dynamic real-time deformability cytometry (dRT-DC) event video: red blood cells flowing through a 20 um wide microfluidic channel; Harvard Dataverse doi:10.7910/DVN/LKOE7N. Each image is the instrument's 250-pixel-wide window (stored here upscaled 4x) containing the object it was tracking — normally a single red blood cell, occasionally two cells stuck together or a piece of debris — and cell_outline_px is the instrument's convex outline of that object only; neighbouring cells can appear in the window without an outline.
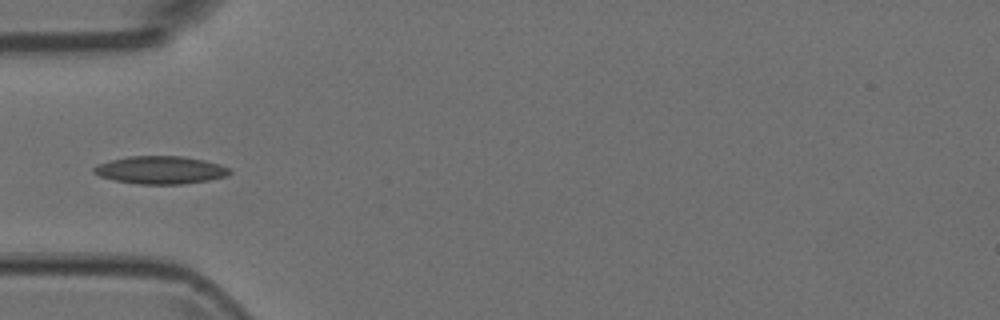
{"species": "Egyptian fruit bat (a non-hibernating species)", "species_latin": "Rousettus aegyptiacus", "temperature_condition": "room temperature", "stored_images_in_passage": 9, "camera_frame_rate_fps": 3000, "um_per_image_px": 0.085, "animal": {"sex": "female"}, "frame": {"image": 1, "passage_image": 4, "time_ms": 1.0, "image_size_px": [1000, 320], "cell_outline_px": [[232, 172], [228, 176], [208, 180], [184, 184], [140, 184], [116, 180], [100, 176], [92, 172], [92, 168], [96, 164], [128, 156], [184, 156], [204, 160], [220, 164], [228, 168]], "centroid_in_image_um": [13.65, 14.45], "position_along_channel_um": 71.3, "area_um2": 22.02}}
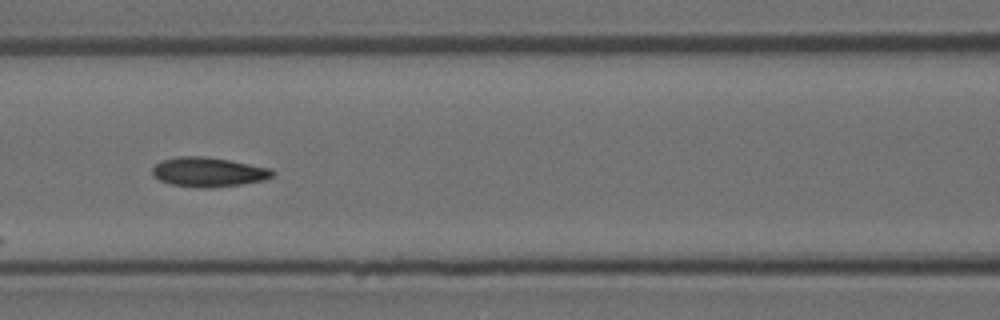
{"frame": {"image": 2, "passage_image": 6, "time_ms": 1.667, "image_size_px": [1000, 320], "cell_outline_px": [[276, 172], [272, 176], [264, 180], [240, 184], [208, 188], [196, 188], [172, 184], [160, 180], [152, 176], [152, 168], [156, 164], [164, 160], [180, 156], [204, 156], [228, 160], [272, 168]], "centroid_in_image_um": [17.72, 14.62], "position_along_channel_um": 148.9, "area_um2": 20.58}}
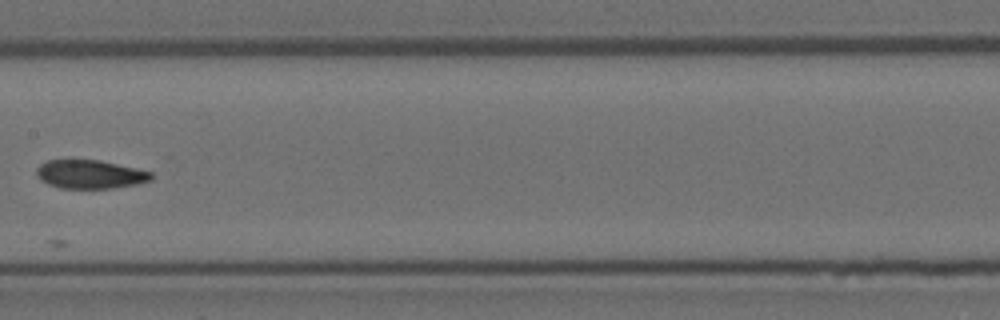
{"frame": {"image": 3, "passage_image": 7, "time_ms": 2.0, "image_size_px": [1000, 320], "cell_outline_px": [[156, 176], [152, 180], [140, 184], [112, 188], [60, 188], [48, 184], [40, 180], [36, 172], [36, 168], [40, 164], [48, 160], [68, 156], [100, 160], [136, 168], [152, 172]], "centroid_in_image_um": [7.64, 14.77], "position_along_channel_um": 199.8, "area_um2": 20.06}}